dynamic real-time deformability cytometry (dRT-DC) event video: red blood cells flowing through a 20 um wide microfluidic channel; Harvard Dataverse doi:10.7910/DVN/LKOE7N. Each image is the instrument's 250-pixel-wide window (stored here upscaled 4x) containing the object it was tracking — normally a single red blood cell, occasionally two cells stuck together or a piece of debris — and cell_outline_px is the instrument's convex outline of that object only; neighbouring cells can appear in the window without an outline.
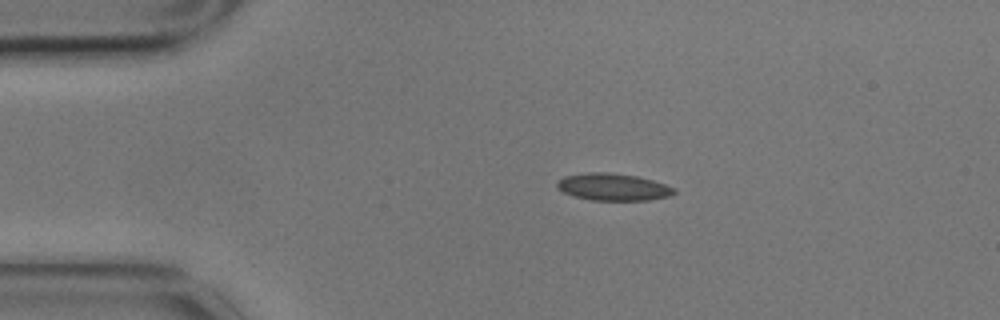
{"species": "common noctule bat (a hibernating species)", "species_latin": "Nyctalus noctula", "temperature_condition": "cold", "stored_images_in_passage": 13, "camera_frame_rate_fps": 3000, "um_per_image_px": 0.085, "animal": {"sex": "male", "body_mass_g": 17.9}, "frame": {"image": 1, "passage_image": 1, "time_ms": 0.0, "image_size_px": [1000, 320], "cell_outline_px": [[676, 192], [668, 196], [648, 200], [592, 200], [576, 196], [564, 192], [556, 188], [556, 180], [564, 176], [588, 172], [608, 172], [636, 176], [652, 180], [676, 188]], "centroid_in_image_um": [52.08, 15.88], "position_along_channel_um": 32.9, "area_um2": 18.44}}
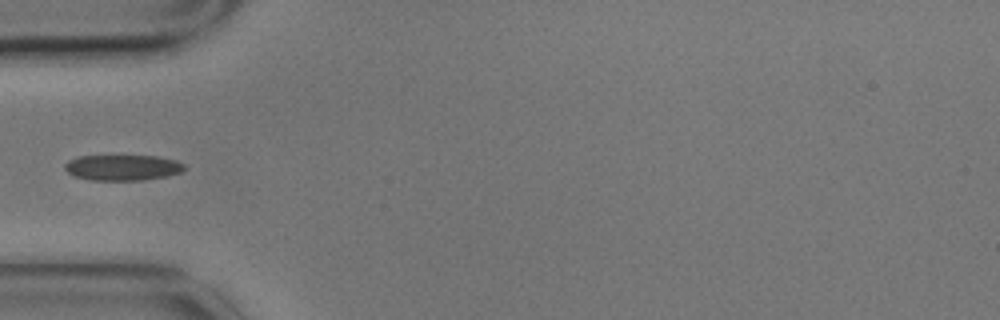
{"frame": {"image": 2, "passage_image": 3, "time_ms": 0.667, "image_size_px": [1000, 320], "cell_outline_px": [[184, 168], [180, 172], [168, 176], [140, 180], [92, 180], [76, 176], [68, 172], [64, 168], [64, 164], [68, 160], [76, 156], [156, 156], [176, 160], [184, 164]], "centroid_in_image_um": [10.4, 14.23], "position_along_channel_um": 74.6, "area_um2": 17.8}}
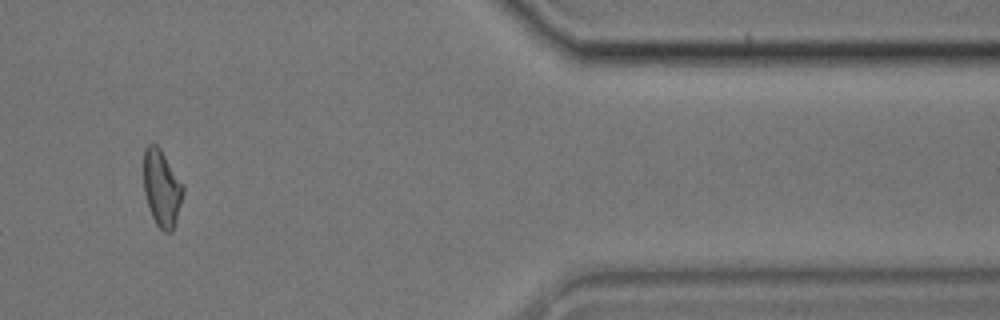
{"frame": {"image": 3, "passage_image": 11, "time_ms": 3.333, "image_size_px": [1000, 320], "cell_outline_px": [[184, 192], [176, 220], [172, 232], [164, 232], [156, 224], [148, 208], [144, 192], [144, 148], [148, 144], [156, 144], [160, 148], [184, 184]], "centroid_in_image_um": [13.75, 15.99], "position_along_channel_um": 397.6, "area_um2": 17.74}}